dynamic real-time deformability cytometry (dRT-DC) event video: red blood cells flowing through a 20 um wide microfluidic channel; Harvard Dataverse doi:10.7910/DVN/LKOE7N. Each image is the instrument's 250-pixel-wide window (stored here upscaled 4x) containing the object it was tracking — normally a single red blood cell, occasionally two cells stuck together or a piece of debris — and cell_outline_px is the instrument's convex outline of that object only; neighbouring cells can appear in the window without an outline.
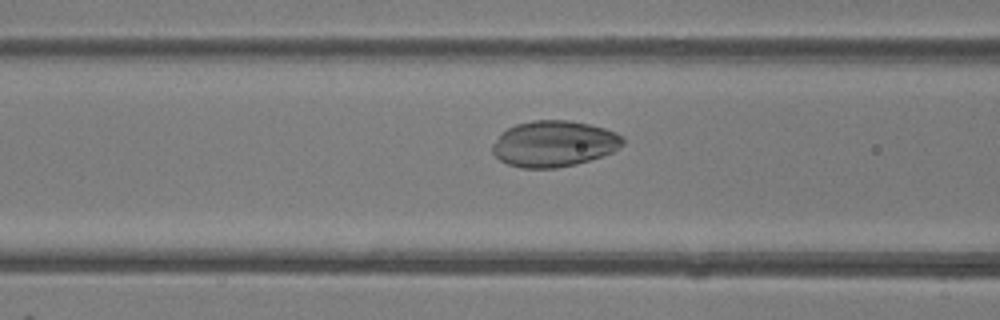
{"species": "common noctule bat (a hibernating species)", "species_latin": "Nyctalus noctula", "temperature_condition": "room temperature", "stored_images_in_passage": 35, "camera_frame_rate_fps": 3000, "um_per_image_px": 0.085, "animal": {"sex": "female"}, "frame": {"image": 1, "passage_image": 7, "time_ms": 2.0, "image_size_px": [1000, 320], "cell_outline_px": [[624, 144], [612, 152], [604, 156], [576, 164], [556, 168], [520, 168], [508, 164], [500, 160], [492, 152], [492, 144], [500, 132], [516, 124], [532, 120], [572, 120], [604, 128], [616, 132], [624, 136]], "centroid_in_image_um": [47.09, 12.21], "position_along_channel_um": 119.5, "area_um2": 35.32}}
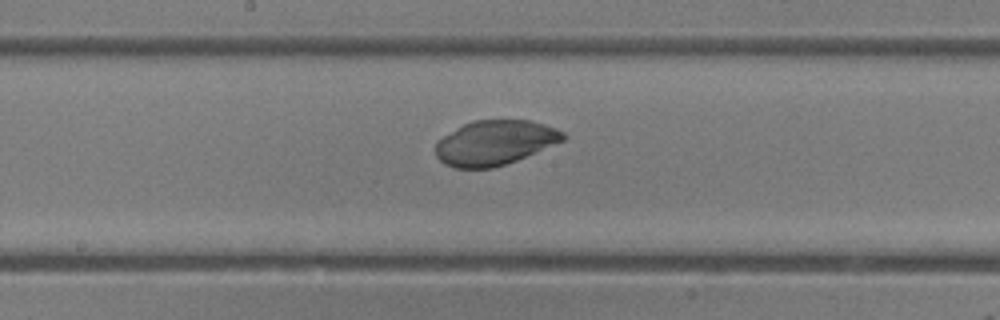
{"frame": {"image": 2, "passage_image": 13, "time_ms": 4.0, "image_size_px": [1000, 320], "cell_outline_px": [[568, 136], [564, 140], [516, 160], [492, 168], [456, 168], [444, 164], [436, 156], [436, 140], [456, 128], [472, 120], [532, 120], [556, 128], [564, 132]], "centroid_in_image_um": [42.05, 12.12], "position_along_channel_um": 206.2, "area_um2": 33.18}}
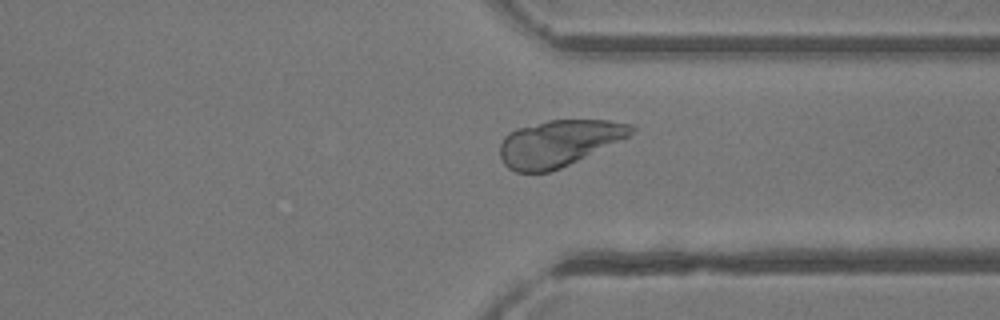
{"frame": {"image": 3, "passage_image": 24, "time_ms": 7.667, "image_size_px": [1000, 320], "cell_outline_px": [[636, 128], [628, 136], [560, 168], [548, 172], [516, 172], [508, 168], [504, 164], [500, 156], [500, 144], [504, 136], [508, 132], [516, 128], [548, 120], [608, 120], [632, 124]], "centroid_in_image_um": [47.44, 12.16], "position_along_channel_um": 364.0, "area_um2": 35.14}}